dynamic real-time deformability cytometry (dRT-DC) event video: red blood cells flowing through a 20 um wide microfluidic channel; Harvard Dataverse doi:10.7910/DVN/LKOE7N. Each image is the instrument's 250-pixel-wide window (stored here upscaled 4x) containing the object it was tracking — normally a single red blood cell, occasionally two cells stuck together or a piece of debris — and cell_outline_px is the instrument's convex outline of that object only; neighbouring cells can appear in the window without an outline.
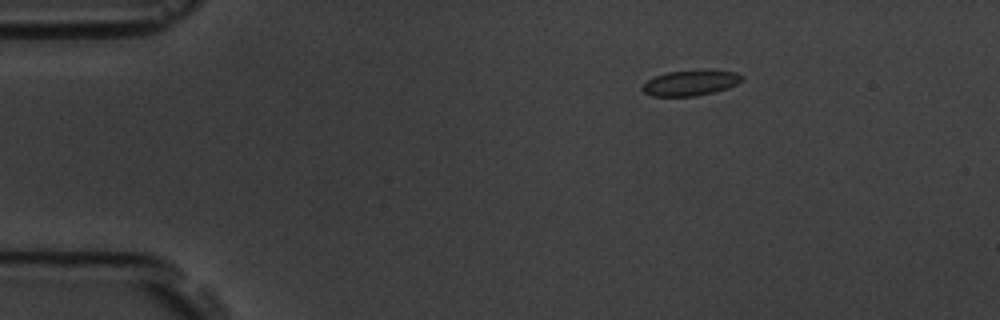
{"species": "common noctule bat (a hibernating species)", "species_latin": "Nyctalus noctula", "temperature_condition": "room temperature", "stored_images_in_passage": 3, "camera_frame_rate_fps": 3000, "um_per_image_px": 0.085, "animal": {"sex": "male", "body_mass_g": 19.5, "forearm_length_mm": 54.6}, "frame": {"image": 1, "passage_image": 1, "time_ms": 0.0, "image_size_px": [1000, 320], "cell_outline_px": [[744, 76], [736, 84], [728, 88], [696, 96], [652, 96], [644, 92], [640, 88], [648, 80], [656, 76], [668, 72], [700, 68], [712, 68], [736, 72]], "centroid_in_image_um": [58.73, 7.0], "position_along_channel_um": 26.3, "area_um2": 15.14}}